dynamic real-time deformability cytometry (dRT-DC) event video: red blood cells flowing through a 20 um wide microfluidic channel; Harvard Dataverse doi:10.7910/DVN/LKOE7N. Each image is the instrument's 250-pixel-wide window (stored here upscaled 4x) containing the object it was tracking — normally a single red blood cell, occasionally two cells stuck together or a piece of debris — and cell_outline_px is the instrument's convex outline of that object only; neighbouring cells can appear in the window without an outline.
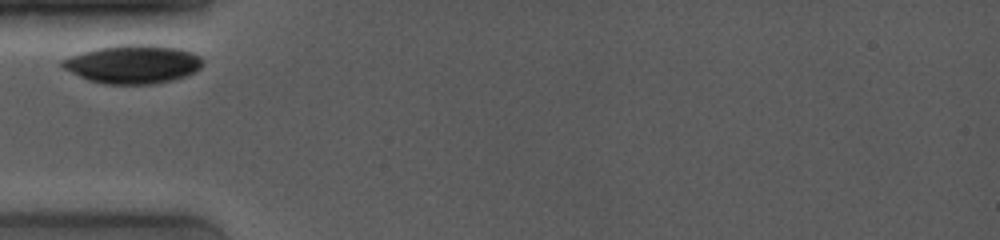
{"species": "common noctule bat (a hibernating species)", "species_latin": "Nyctalus noctula", "temperature_condition": "room temperature", "stored_images_in_passage": 8, "camera_frame_rate_fps": 4000, "um_per_image_px": 0.085, "animal": {"sex": "female", "body_mass_g": 19.0, "forearm_length_mm": 53.3}, "frame": {"image": 1, "passage_image": 1, "time_ms": 0.0, "image_size_px": [1000, 240], "cell_outline_px": [[204, 64], [196, 72], [172, 80], [152, 84], [104, 84], [88, 80], [64, 68], [60, 64], [60, 60], [96, 48], [120, 44], [156, 44], [180, 48], [192, 52], [200, 56], [204, 60]], "centroid_in_image_um": [11.36, 5.44], "position_along_channel_um": 73.6, "area_um2": 31.73}}